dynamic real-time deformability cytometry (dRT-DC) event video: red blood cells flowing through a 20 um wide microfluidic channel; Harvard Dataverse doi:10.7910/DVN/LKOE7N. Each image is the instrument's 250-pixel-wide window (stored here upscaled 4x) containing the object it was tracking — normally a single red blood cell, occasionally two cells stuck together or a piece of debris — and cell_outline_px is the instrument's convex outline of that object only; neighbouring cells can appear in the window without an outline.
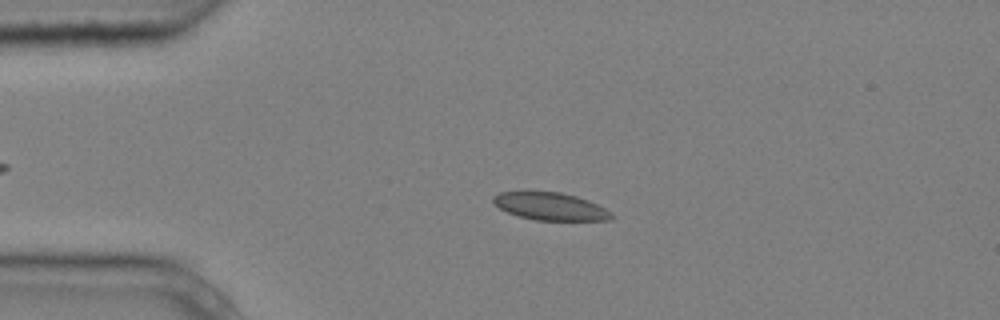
{"species": "common noctule bat (a hibernating species)", "species_latin": "Nyctalus noctula", "temperature_condition": "cold", "stored_images_in_passage": 3, "camera_frame_rate_fps": 3000, "um_per_image_px": 0.085, "animal": {"sex": "male", "body_mass_g": 20.4}, "frame": {"image": 1, "passage_image": 2, "time_ms": 0.333, "image_size_px": [1000, 320], "cell_outline_px": [[616, 216], [612, 220], [536, 220], [520, 216], [508, 212], [500, 208], [492, 200], [492, 196], [500, 192], [560, 192], [576, 196], [588, 200], [612, 212]], "centroid_in_image_um": [46.83, 17.55], "position_along_channel_um": 38.2, "area_um2": 18.84}}